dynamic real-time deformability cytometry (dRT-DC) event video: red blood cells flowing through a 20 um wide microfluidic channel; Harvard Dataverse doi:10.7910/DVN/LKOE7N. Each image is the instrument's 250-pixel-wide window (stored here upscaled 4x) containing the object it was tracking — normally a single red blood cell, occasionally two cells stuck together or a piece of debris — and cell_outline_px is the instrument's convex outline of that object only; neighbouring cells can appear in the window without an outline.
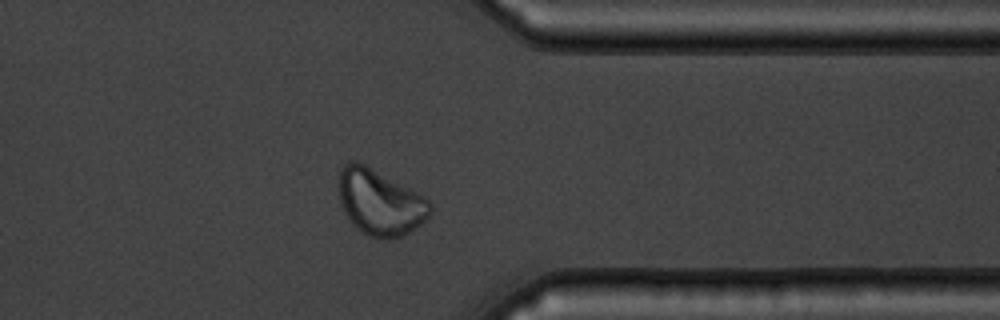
{"species": "common noctule bat (a hibernating species)", "species_latin": "Nyctalus noctula", "temperature_condition": "warm", "stored_images_in_passage": 42, "camera_frame_rate_fps": 3000, "um_per_image_px": 0.085, "animal": {"sex": "male", "body_mass_g": 19.5, "forearm_length_mm": 54.6}, "frame": {"image": 1, "passage_image": 30, "time_ms": 9.667, "image_size_px": [1000, 320], "cell_outline_px": [[432, 212], [420, 224], [404, 236], [384, 240], [380, 240], [368, 236], [356, 228], [352, 224], [344, 212], [340, 204], [336, 184], [340, 168], [344, 164], [352, 160], [356, 160], [364, 164], [424, 196], [428, 200], [432, 208]], "centroid_in_image_um": [32.24, 17.21], "position_along_channel_um": 379.2, "area_um2": 35.43}}